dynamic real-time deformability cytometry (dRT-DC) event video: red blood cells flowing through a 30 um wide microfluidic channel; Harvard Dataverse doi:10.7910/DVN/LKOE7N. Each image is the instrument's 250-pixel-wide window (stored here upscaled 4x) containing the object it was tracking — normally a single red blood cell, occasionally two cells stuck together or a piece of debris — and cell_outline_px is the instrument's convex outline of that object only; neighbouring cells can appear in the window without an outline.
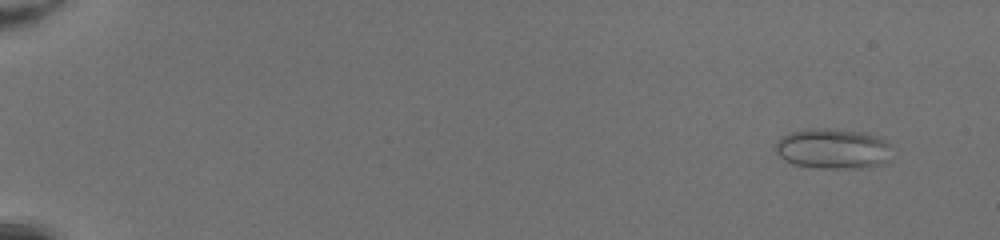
{"species": "common noctule bat (a hibernating species)", "species_latin": "Nyctalus noctula", "temperature_condition": "room temperature", "stored_images_in_passage": 51, "camera_frame_rate_fps": 3000, "um_per_image_px": 0.085, "animal": {"sex": "female", "body_mass_g": 20.0, "forearm_length_mm": 54.0}, "frame": {"image": 1, "passage_image": 4, "time_ms": 1.0, "image_size_px": [1000, 240], "cell_outline_px": [[896, 148], [888, 164], [864, 168], [816, 168], [792, 164], [784, 160], [776, 152], [776, 144], [784, 136], [792, 132], [812, 128], [828, 128], [860, 132], [880, 136], [888, 140]], "centroid_in_image_um": [70.95, 12.66], "position_along_channel_um": 14.0, "area_um2": 28.09}}
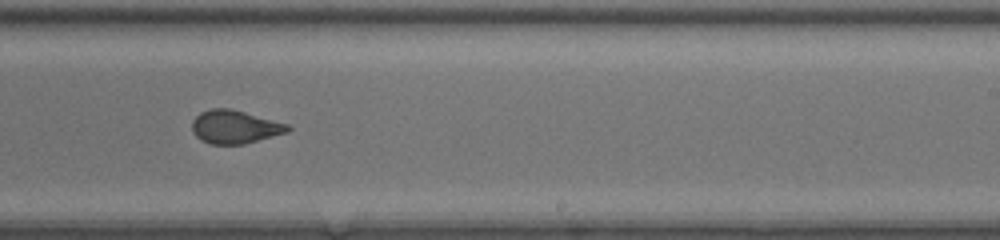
{"frame": {"image": 2, "passage_image": 34, "time_ms": 11.0, "image_size_px": [1000, 240], "cell_outline_px": [[292, 128], [288, 132], [244, 144], [212, 144], [200, 140], [192, 132], [192, 120], [200, 112], [212, 108], [232, 108], [288, 124]], "centroid_in_image_um": [19.95, 10.78], "position_along_channel_um": 269.1, "area_um2": 18.67}}
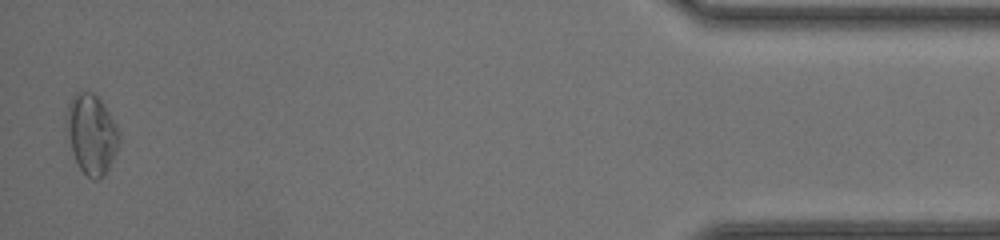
{"frame": {"image": 3, "passage_image": 50, "time_ms": 16.333, "image_size_px": [1000, 240], "cell_outline_px": [[120, 140], [108, 168], [104, 176], [96, 180], [92, 180], [80, 168], [72, 152], [64, 128], [64, 124], [68, 104], [72, 96], [76, 92], [92, 92], [104, 104], [116, 124], [120, 132]], "centroid_in_image_um": [7.75, 11.38], "position_along_channel_um": 427.5, "area_um2": 24.62}}